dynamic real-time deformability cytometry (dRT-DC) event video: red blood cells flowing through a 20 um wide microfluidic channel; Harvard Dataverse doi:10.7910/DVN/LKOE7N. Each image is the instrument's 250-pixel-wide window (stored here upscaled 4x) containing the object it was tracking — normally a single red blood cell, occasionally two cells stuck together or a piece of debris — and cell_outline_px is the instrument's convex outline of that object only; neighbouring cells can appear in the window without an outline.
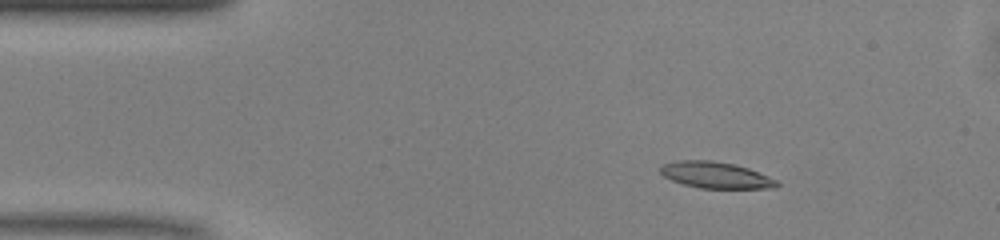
{"species": "common noctule bat (a hibernating species)", "species_latin": "Nyctalus noctula", "temperature_condition": "warm", "stored_images_in_passage": 49, "camera_frame_rate_fps": 3000, "um_per_image_px": 0.085, "animal": {"sex": "male", "body_mass_g": 13.0, "forearm_length_mm": 53.1}, "frame": {"image": 1, "passage_image": 7, "time_ms": 2.0, "image_size_px": [1000, 240], "cell_outline_px": [[780, 184], [776, 188], [700, 188], [684, 184], [672, 180], [664, 176], [660, 172], [660, 164], [676, 160], [712, 160], [736, 164], [748, 168], [768, 176], [776, 180]], "centroid_in_image_um": [60.82, 14.87], "position_along_channel_um": 24.2, "area_um2": 17.98}}
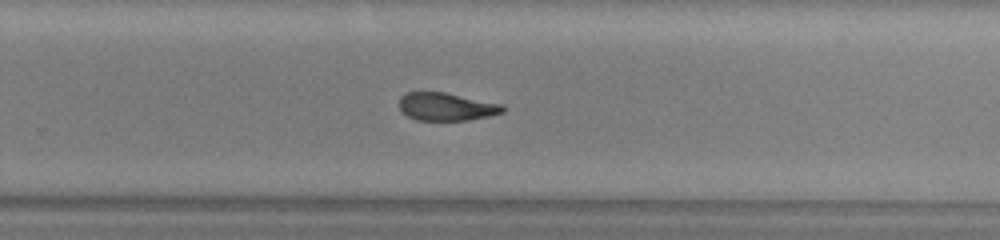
{"frame": {"image": 2, "passage_image": 31, "time_ms": 10.0, "image_size_px": [1000, 240], "cell_outline_px": [[504, 112], [488, 116], [468, 120], [416, 120], [408, 116], [400, 108], [400, 96], [404, 92], [444, 92], [504, 104]], "centroid_in_image_um": [37.95, 9.06], "position_along_channel_um": 291.8, "area_um2": 16.82}}
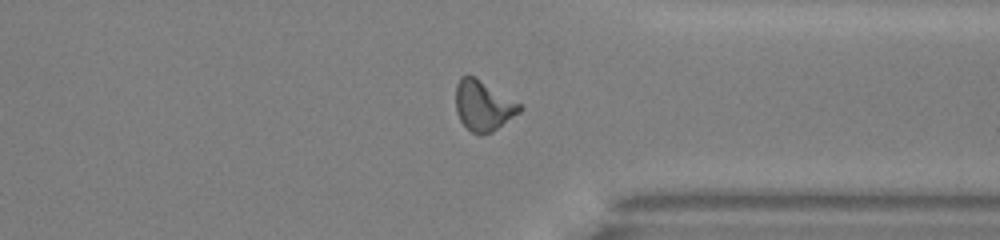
{"frame": {"image": 3, "passage_image": 37, "time_ms": 12.0, "image_size_px": [1000, 240], "cell_outline_px": [[524, 108], [520, 112], [492, 132], [480, 136], [472, 132], [460, 120], [456, 112], [456, 84], [460, 76], [476, 76], [520, 104]], "centroid_in_image_um": [41.07, 8.98], "position_along_channel_um": 370.3, "area_um2": 18.73}, "authors_computed_cell_mechanics": {"area_um2": 17.918, "velocity_mm_per_s": 4.1206, "shape_relaxation_time_tau1_ms": 8.9521, "shape_relaxation_time_tau2_ms": 4.171, "deformation_change_tau1": 0.2549, "deformation_change_tau2": 0.1396}}